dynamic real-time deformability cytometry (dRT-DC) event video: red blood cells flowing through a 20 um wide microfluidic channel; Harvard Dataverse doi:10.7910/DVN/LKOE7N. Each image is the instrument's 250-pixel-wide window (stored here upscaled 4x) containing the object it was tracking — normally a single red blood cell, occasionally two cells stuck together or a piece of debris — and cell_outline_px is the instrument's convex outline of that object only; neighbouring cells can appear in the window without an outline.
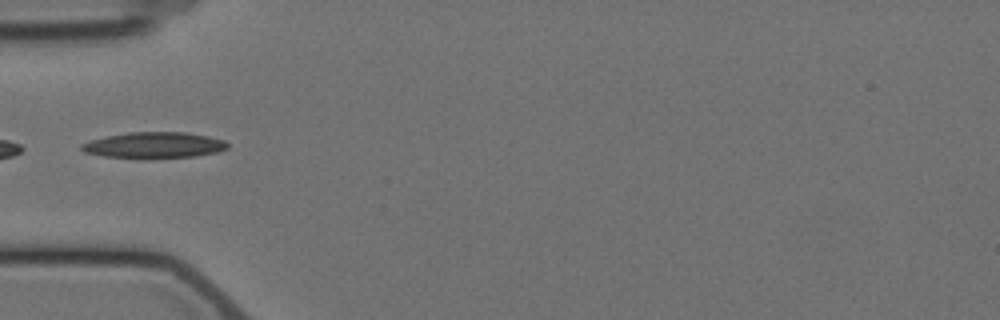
{"species": "Egyptian fruit bat (a non-hibernating species)", "species_latin": "Rousettus aegyptiacus", "temperature_condition": "cold", "stored_images_in_passage": 5, "camera_frame_rate_fps": 3000, "um_per_image_px": 0.085, "animal": {"sex": "female"}, "frame": {"image": 1, "passage_image": 2, "time_ms": 1.333, "image_size_px": [1000, 320], "cell_outline_px": [[228, 148], [216, 152], [196, 156], [140, 160], [104, 156], [84, 152], [80, 148], [80, 144], [104, 136], [128, 132], [184, 132], [208, 136], [224, 140], [228, 144]], "centroid_in_image_um": [13.06, 12.36], "position_along_channel_um": 71.9, "area_um2": 22.66}}
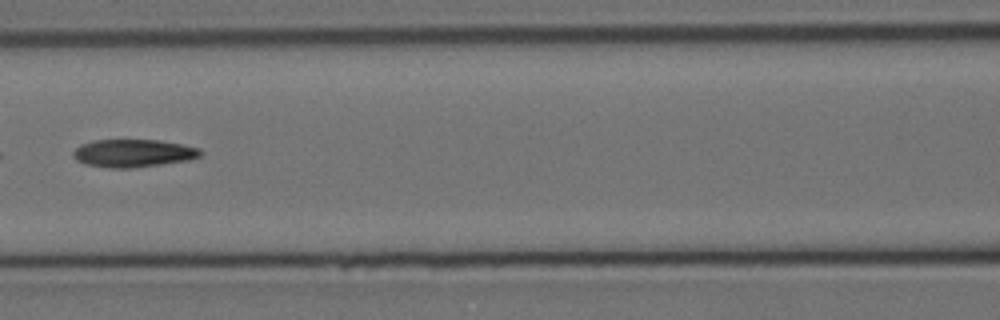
{"frame": {"image": 2, "passage_image": 4, "time_ms": 3.667, "image_size_px": [1000, 320], "cell_outline_px": [[204, 152], [200, 156], [188, 160], [132, 168], [108, 168], [84, 164], [76, 160], [72, 156], [72, 152], [80, 144], [92, 140], [160, 140], [184, 144], [200, 148]], "centroid_in_image_um": [11.31, 13.01], "position_along_channel_um": 155.3, "area_um2": 20.87}}
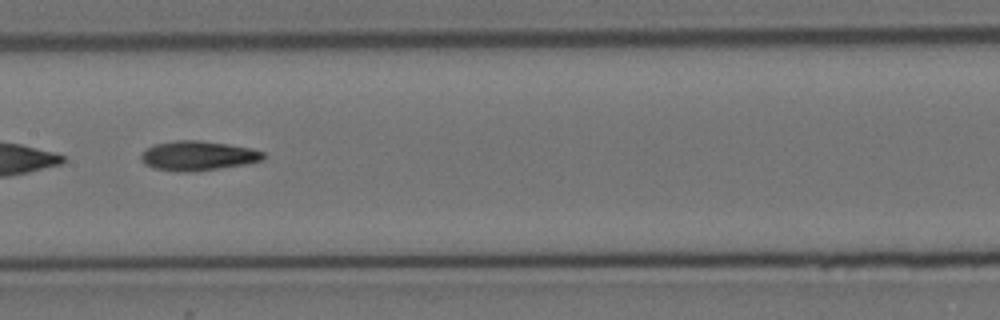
{"frame": {"image": 3, "passage_image": 5, "time_ms": 4.667, "image_size_px": [1000, 320], "cell_outline_px": [[264, 160], [244, 164], [188, 172], [176, 172], [152, 168], [144, 164], [140, 160], [140, 156], [148, 148], [156, 144], [176, 140], [200, 140], [228, 144], [252, 148], [264, 152]], "centroid_in_image_um": [16.8, 13.24], "position_along_channel_um": 190.6, "area_um2": 20.98}}